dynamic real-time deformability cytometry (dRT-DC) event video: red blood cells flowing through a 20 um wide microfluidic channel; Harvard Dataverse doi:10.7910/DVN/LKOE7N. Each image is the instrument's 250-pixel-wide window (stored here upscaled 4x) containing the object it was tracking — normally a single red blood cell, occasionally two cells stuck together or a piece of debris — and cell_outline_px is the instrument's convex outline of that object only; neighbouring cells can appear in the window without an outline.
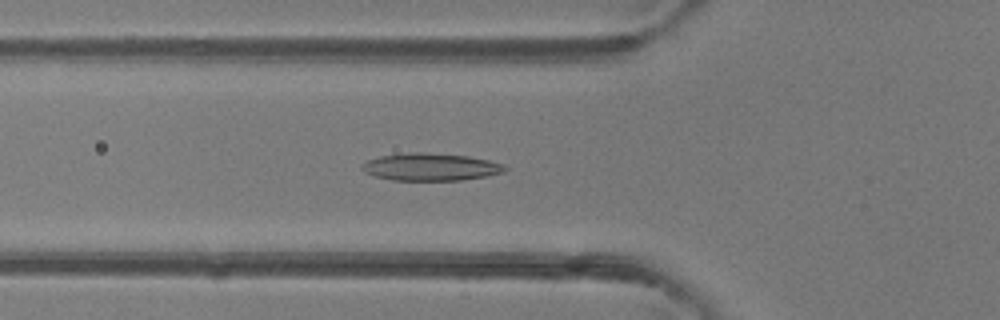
{"species": "common noctule bat (a hibernating species)", "species_latin": "Nyctalus noctula", "temperature_condition": "room temperature", "stored_images_in_passage": 49, "segment_of_instrument_passage": [1, 2], "camera_frame_rate_fps": 3000, "um_per_image_px": 0.085, "animal": {"sex": "female"}, "frame": {"image": 1, "passage_image": 17, "time_ms": 5.333, "image_size_px": [1000, 320], "cell_outline_px": [[508, 168], [504, 172], [488, 176], [460, 180], [392, 180], [376, 176], [364, 172], [360, 168], [360, 164], [368, 160], [380, 156], [408, 152], [424, 152], [468, 156], [488, 160], [504, 164]], "centroid_in_image_um": [36.6, 14.18], "position_along_channel_um": 89.2, "area_um2": 22.95}}
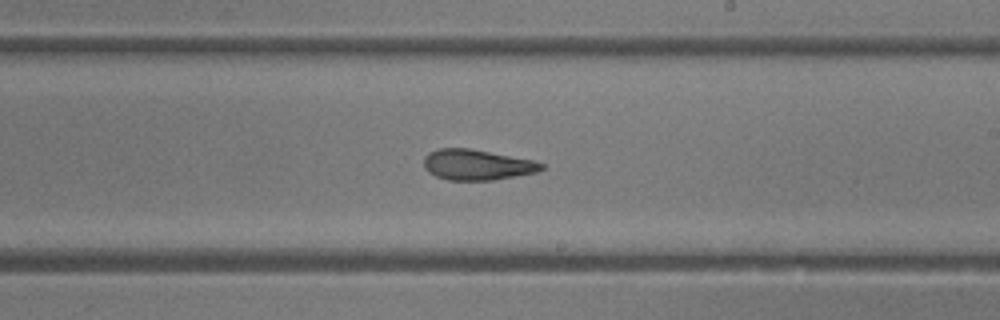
{"frame": {"image": 2, "passage_image": 28, "time_ms": 9.0, "image_size_px": [1000, 320], "cell_outline_px": [[544, 168], [536, 172], [492, 180], [448, 180], [436, 176], [428, 172], [424, 168], [424, 156], [428, 152], [440, 148], [468, 148], [532, 160], [544, 164]], "centroid_in_image_um": [40.49, 14.0], "position_along_channel_um": 248.5, "area_um2": 20.75}}
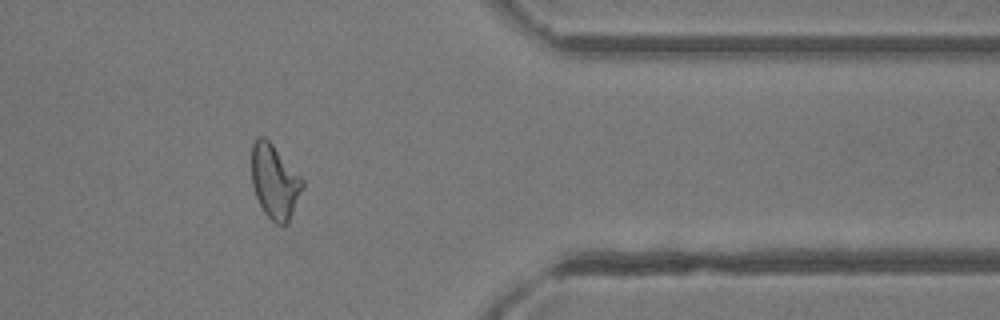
{"frame": {"image": 3, "passage_image": 39, "time_ms": 12.667, "image_size_px": [1000, 320], "cell_outline_px": [[304, 184], [288, 224], [276, 224], [264, 212], [256, 196], [252, 184], [252, 144], [256, 136], [264, 136], [272, 144], [304, 180]], "centroid_in_image_um": [23.34, 15.42], "position_along_channel_um": 388.1, "area_um2": 21.73}}